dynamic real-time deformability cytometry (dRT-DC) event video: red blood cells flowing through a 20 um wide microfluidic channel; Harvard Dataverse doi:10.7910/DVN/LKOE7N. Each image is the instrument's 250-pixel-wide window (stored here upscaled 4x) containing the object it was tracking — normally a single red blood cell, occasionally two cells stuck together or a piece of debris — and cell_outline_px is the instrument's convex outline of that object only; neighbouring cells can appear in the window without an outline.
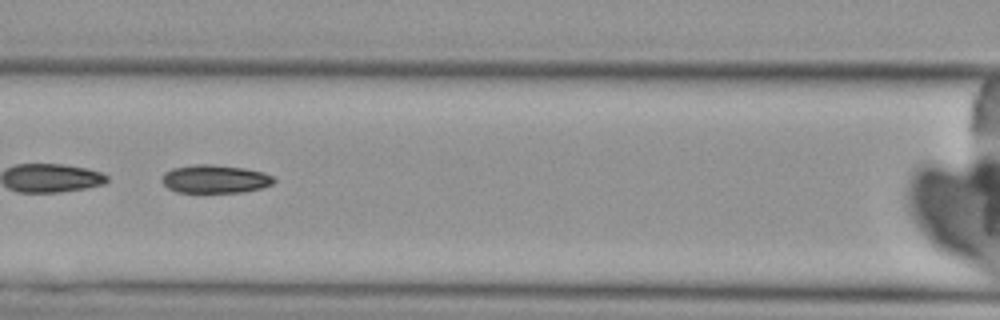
{"species": "Egyptian fruit bat (a non-hibernating species)", "species_latin": "Rousettus aegyptiacus", "temperature_condition": "cold", "stored_images_in_passage": 4, "camera_frame_rate_fps": 3000, "um_per_image_px": 0.085, "animal": {"sex": "female"}, "frame": {"image": 1, "passage_image": 3, "time_ms": 2.333, "image_size_px": [1000, 320], "cell_outline_px": [[276, 180], [272, 184], [260, 188], [244, 192], [176, 192], [168, 188], [160, 180], [164, 172], [172, 168], [196, 164], [212, 164], [244, 168], [264, 172], [272, 176]], "centroid_in_image_um": [18.25, 15.21], "position_along_channel_um": 148.3, "area_um2": 18.5}}
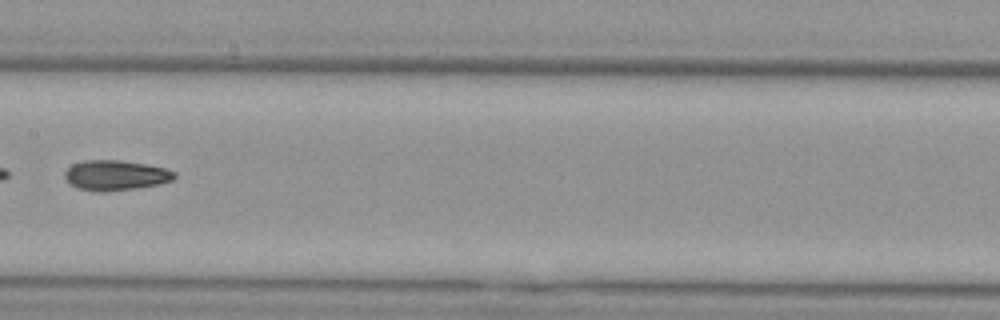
{"frame": {"image": 2, "passage_image": 4, "time_ms": 3.667, "image_size_px": [1000, 320], "cell_outline_px": [[176, 176], [172, 180], [160, 184], [136, 188], [104, 192], [100, 192], [76, 188], [68, 184], [64, 180], [64, 172], [72, 164], [84, 160], [120, 160], [144, 164], [164, 168], [176, 172]], "centroid_in_image_um": [9.77, 14.91], "position_along_channel_um": 197.6, "area_um2": 19.42}}